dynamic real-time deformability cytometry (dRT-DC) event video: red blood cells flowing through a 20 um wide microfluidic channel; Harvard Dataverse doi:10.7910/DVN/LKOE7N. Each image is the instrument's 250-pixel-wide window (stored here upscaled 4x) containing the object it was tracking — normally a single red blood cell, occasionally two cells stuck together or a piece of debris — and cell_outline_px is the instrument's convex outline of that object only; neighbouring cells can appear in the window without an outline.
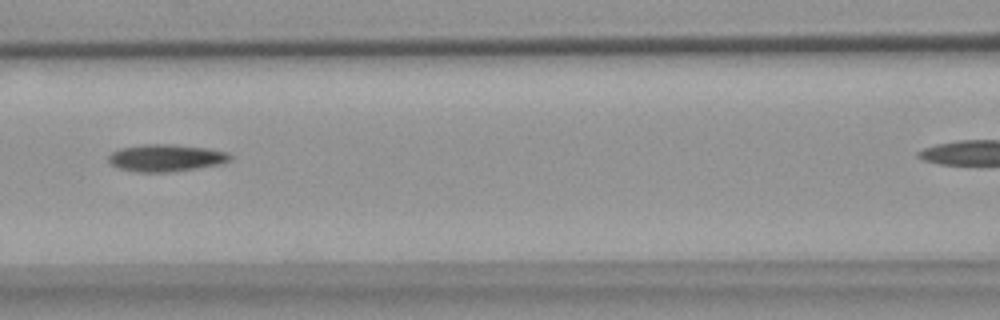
{"species": "common noctule bat (a hibernating species)", "species_latin": "Nyctalus noctula", "temperature_condition": "warm", "stored_images_in_passage": 7, "segment_of_instrument_passage": [1, 2], "camera_frame_rate_fps": 3000, "um_per_image_px": 0.085, "animal": {"sex": "female", "body_mass_g": 18.4}, "frame": {"image": 1, "passage_image": 4, "time_ms": 3.333, "image_size_px": [1000, 320], "cell_outline_px": [[232, 160], [224, 164], [172, 172], [136, 172], [120, 168], [112, 164], [108, 160], [108, 156], [112, 152], [120, 148], [140, 144], [172, 144], [208, 148], [228, 152], [232, 156]], "centroid_in_image_um": [14.16, 13.42], "position_along_channel_um": 152.4, "area_um2": 19.54}}
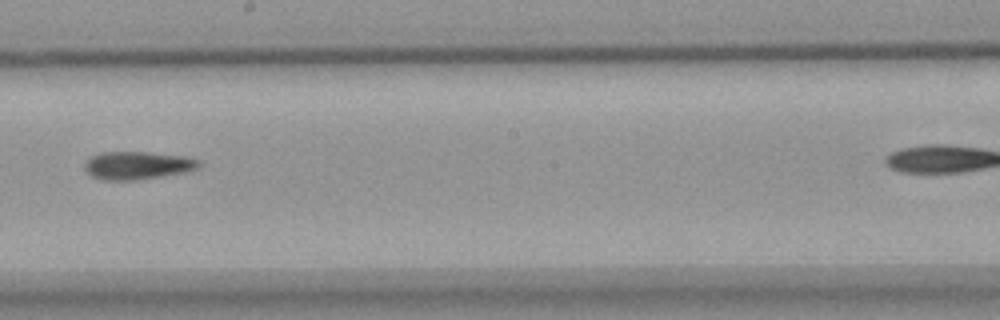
{"frame": {"image": 2, "passage_image": 6, "time_ms": 5.667, "image_size_px": [1000, 320], "cell_outline_px": [[204, 164], [200, 168], [184, 172], [136, 180], [100, 180], [92, 176], [84, 168], [84, 164], [92, 156], [100, 152], [148, 152], [192, 156], [200, 160]], "centroid_in_image_um": [11.77, 14.05], "position_along_channel_um": 236.4, "area_um2": 18.9}}